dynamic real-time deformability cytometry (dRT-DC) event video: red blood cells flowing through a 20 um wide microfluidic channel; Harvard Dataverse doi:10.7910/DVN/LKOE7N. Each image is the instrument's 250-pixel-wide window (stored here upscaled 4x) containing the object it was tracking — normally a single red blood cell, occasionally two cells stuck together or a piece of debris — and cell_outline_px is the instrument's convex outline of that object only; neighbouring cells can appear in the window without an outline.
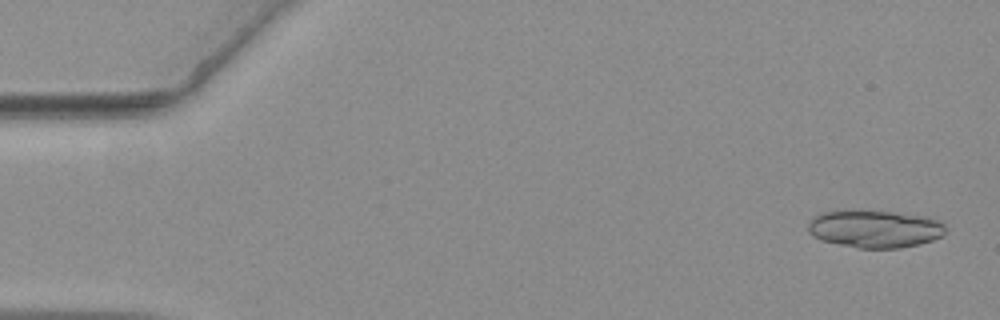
{"species": "common noctule bat (a hibernating species)", "species_latin": "Nyctalus noctula", "temperature_condition": "warm", "stored_images_in_passage": 55, "segment_of_instrument_passage": [1, 2], "camera_frame_rate_fps": 3000, "um_per_image_px": 0.085, "animal": {"sex": "female", "body_mass_g": 19.3, "forearm_length_mm": 54.1}, "frame": {"image": 1, "passage_image": 2, "time_ms": 0.333, "image_size_px": [1000, 320], "cell_outline_px": [[944, 232], [940, 236], [932, 240], [920, 244], [900, 248], [856, 248], [820, 240], [808, 232], [808, 224], [816, 216], [824, 212], [892, 212], [924, 216], [940, 220], [944, 224]], "centroid_in_image_um": [74.38, 19.48], "position_along_channel_um": 10.6, "area_um2": 29.48}}